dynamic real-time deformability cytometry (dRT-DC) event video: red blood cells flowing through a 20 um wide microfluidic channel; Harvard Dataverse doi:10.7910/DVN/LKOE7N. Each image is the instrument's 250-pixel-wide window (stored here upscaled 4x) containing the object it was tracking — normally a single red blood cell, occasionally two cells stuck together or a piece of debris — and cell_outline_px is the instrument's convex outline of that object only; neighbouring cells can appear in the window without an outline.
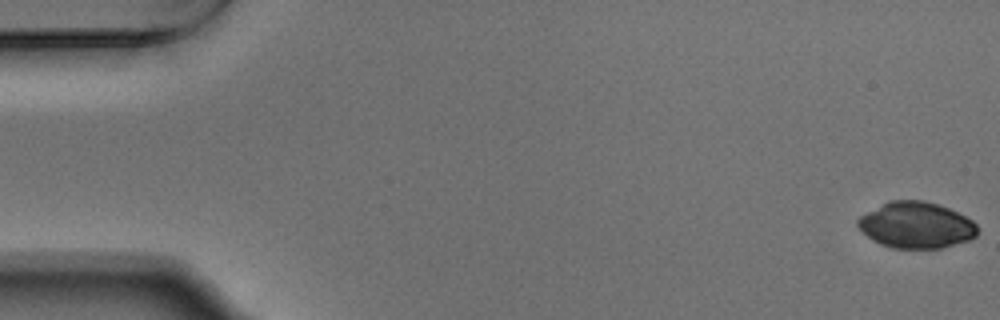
{"species": "Egyptian fruit bat (a non-hibernating species)", "species_latin": "Rousettus aegyptiacus", "temperature_condition": "warm", "stored_images_in_passage": 54, "camera_frame_rate_fps": 3000, "um_per_image_px": 0.085, "animal": {"sex": "male"}, "frame": {"image": 1, "passage_image": 1, "time_ms": 0.0, "image_size_px": [1000, 320], "cell_outline_px": [[976, 236], [968, 240], [940, 248], [896, 248], [880, 244], [872, 240], [860, 232], [856, 224], [856, 220], [860, 216], [880, 204], [888, 200], [924, 200], [940, 204], [972, 220], [976, 224]], "centroid_in_image_um": [77.81, 19.12], "position_along_channel_um": 7.2, "area_um2": 32.31}}
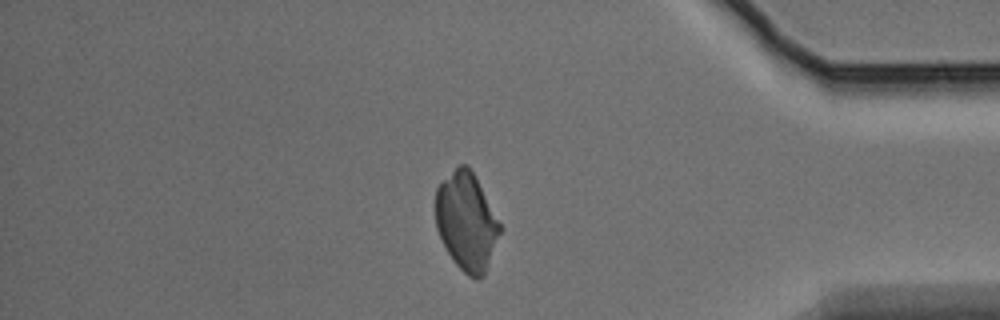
{"frame": {"image": 2, "passage_image": 46, "time_ms": 15.0, "image_size_px": [1000, 320], "cell_outline_px": [[500, 232], [484, 276], [476, 280], [468, 276], [456, 264], [448, 252], [436, 228], [436, 188], [460, 164], [464, 164], [472, 172], [500, 224]], "centroid_in_image_um": [39.64, 18.88], "position_along_channel_um": 395.6, "area_um2": 35.6}}
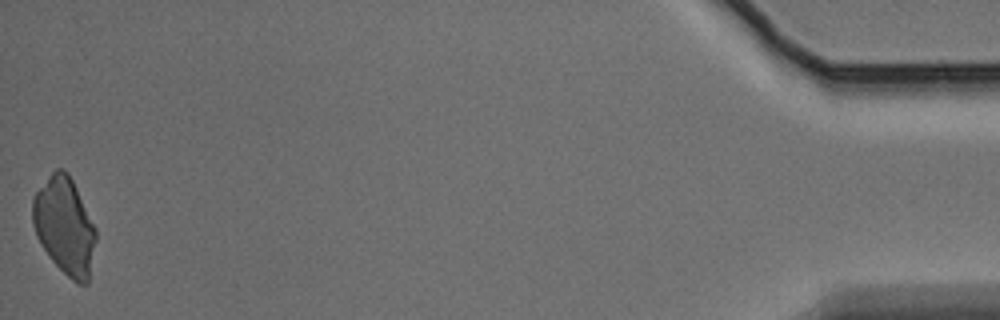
{"frame": {"image": 3, "passage_image": 54, "time_ms": 17.667, "image_size_px": [1000, 320], "cell_outline_px": [[96, 240], [88, 284], [80, 284], [72, 280], [52, 260], [36, 236], [32, 224], [32, 200], [36, 192], [48, 176], [56, 168], [60, 168], [68, 172], [96, 228]], "centroid_in_image_um": [5.49, 19.2], "position_along_channel_um": 429.7, "area_um2": 35.49}}